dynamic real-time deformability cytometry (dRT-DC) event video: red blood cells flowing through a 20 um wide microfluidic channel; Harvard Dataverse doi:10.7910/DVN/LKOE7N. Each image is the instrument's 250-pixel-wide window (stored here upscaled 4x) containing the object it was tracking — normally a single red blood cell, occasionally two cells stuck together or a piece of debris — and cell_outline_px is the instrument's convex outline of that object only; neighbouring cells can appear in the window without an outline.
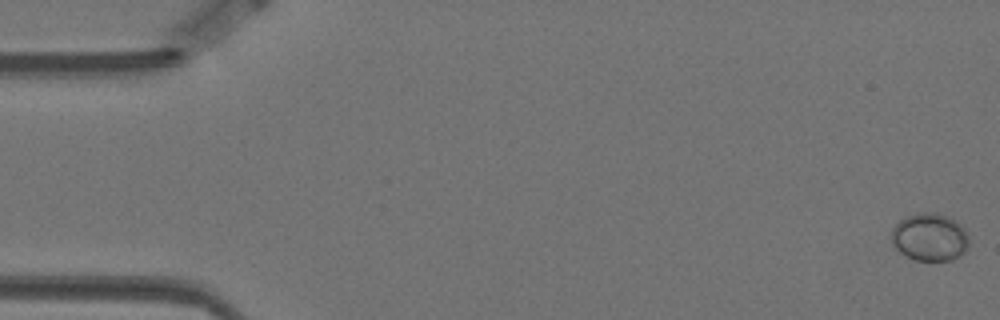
{"species": "Egyptian fruit bat (a non-hibernating species)", "species_latin": "Rousettus aegyptiacus", "temperature_condition": "warm", "stored_images_in_passage": 58, "camera_frame_rate_fps": 3000, "um_per_image_px": 0.085, "animal": {"sex": "female"}, "frame": {"image": 1, "passage_image": 1, "time_ms": 0.0, "image_size_px": [1000, 320], "cell_outline_px": [[968, 248], [960, 256], [952, 260], [916, 260], [900, 252], [892, 244], [892, 228], [904, 216], [924, 212], [932, 212], [956, 220], [964, 228], [968, 236]], "centroid_in_image_um": [79.03, 20.15], "position_along_channel_um": 6.0, "area_um2": 21.5}}
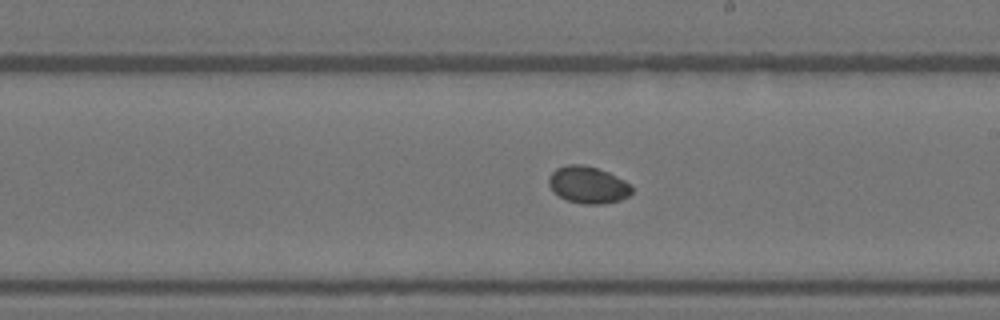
{"frame": {"image": 2, "passage_image": 33, "time_ms": 10.667, "image_size_px": [1000, 320], "cell_outline_px": [[632, 192], [628, 196], [620, 200], [600, 204], [580, 204], [568, 200], [560, 196], [548, 184], [548, 176], [556, 168], [568, 164], [584, 164], [608, 172], [624, 180], [632, 188]], "centroid_in_image_um": [49.96, 15.7], "position_along_channel_um": 239.0, "area_um2": 17.74}}
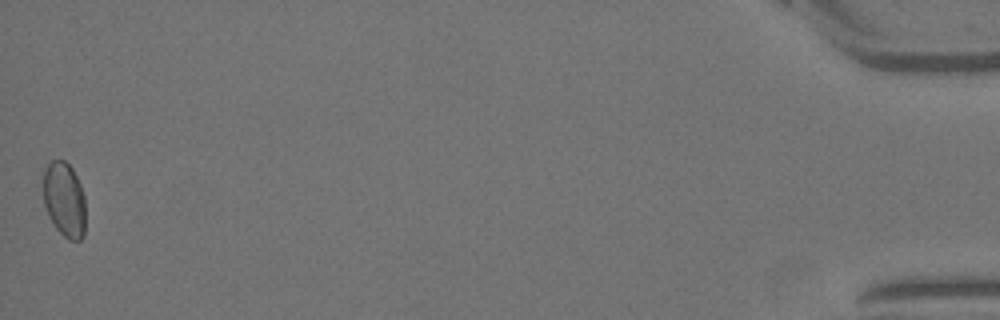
{"frame": {"image": 3, "passage_image": 58, "time_ms": 19.0, "image_size_px": [1000, 320], "cell_outline_px": [[84, 236], [80, 240], [68, 240], [56, 228], [48, 216], [44, 204], [44, 168], [52, 160], [64, 160], [72, 168], [80, 184], [84, 196]], "centroid_in_image_um": [5.46, 16.97], "position_along_channel_um": 429.7, "area_um2": 18.38}}